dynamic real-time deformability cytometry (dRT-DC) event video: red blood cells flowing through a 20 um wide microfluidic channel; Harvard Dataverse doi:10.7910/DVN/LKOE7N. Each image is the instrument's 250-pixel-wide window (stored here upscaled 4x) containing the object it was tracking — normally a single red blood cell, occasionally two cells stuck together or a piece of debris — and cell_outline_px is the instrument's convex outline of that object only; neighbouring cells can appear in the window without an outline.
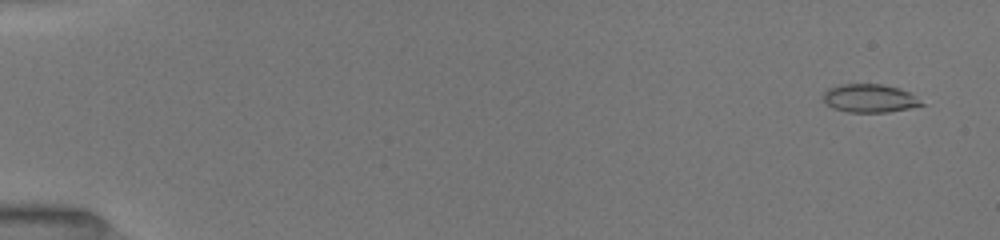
{"species": "common noctule bat (a hibernating species)", "species_latin": "Nyctalus noctula", "temperature_condition": "room temperature", "stored_images_in_passage": 52, "camera_frame_rate_fps": 3000, "um_per_image_px": 0.085, "animal": {"sex": "female", "body_mass_g": 19.5, "forearm_length_mm": 54.1}, "frame": {"image": 1, "passage_image": 3, "time_ms": 0.667, "image_size_px": [1000, 240], "cell_outline_px": [[928, 104], [888, 112], [848, 112], [832, 108], [824, 104], [824, 92], [828, 88], [840, 84], [880, 84], [900, 88], [908, 92]], "centroid_in_image_um": [73.91, 8.36], "position_along_channel_um": 11.1, "area_um2": 16.3}}
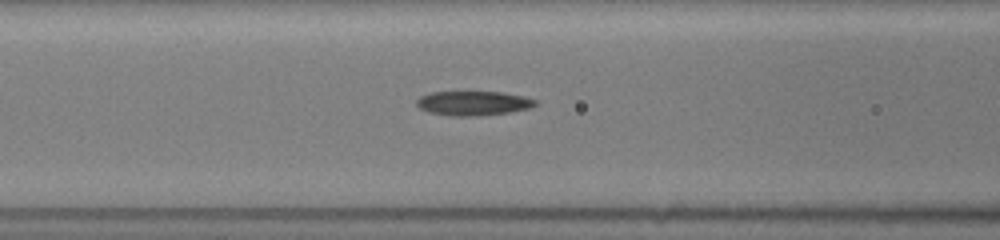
{"frame": {"image": 2, "passage_image": 23, "time_ms": 7.333, "image_size_px": [1000, 240], "cell_outline_px": [[536, 104], [528, 108], [508, 112], [476, 116], [448, 116], [428, 112], [420, 108], [416, 104], [416, 100], [420, 96], [428, 92], [504, 92], [524, 96], [536, 100]], "centroid_in_image_um": [40.17, 8.77], "position_along_channel_um": 126.4, "area_um2": 16.88}}
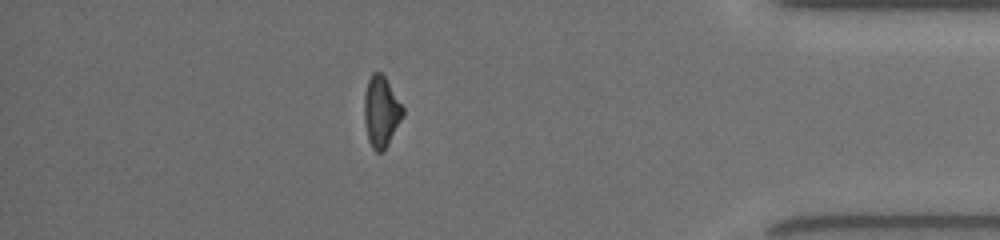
{"frame": {"image": 3, "passage_image": 46, "time_ms": 15.0, "image_size_px": [1000, 240], "cell_outline_px": [[404, 116], [384, 152], [376, 152], [372, 148], [368, 140], [364, 120], [364, 92], [368, 80], [372, 72], [380, 72], [384, 76], [404, 108]], "centroid_in_image_um": [32.39, 9.51], "position_along_channel_um": 402.8, "area_um2": 16.13}, "authors_computed_cell_mechanics": {"area_um2": 16.6464, "velocity_mm_per_s": 4.0352, "shape_relaxation_time_tau1_ms": 8.7602, "shape_relaxation_time_tau2_ms": 5.1663, "deformation_change_tau1": 0.2219, "deformation_change_tau2": 0.143}}